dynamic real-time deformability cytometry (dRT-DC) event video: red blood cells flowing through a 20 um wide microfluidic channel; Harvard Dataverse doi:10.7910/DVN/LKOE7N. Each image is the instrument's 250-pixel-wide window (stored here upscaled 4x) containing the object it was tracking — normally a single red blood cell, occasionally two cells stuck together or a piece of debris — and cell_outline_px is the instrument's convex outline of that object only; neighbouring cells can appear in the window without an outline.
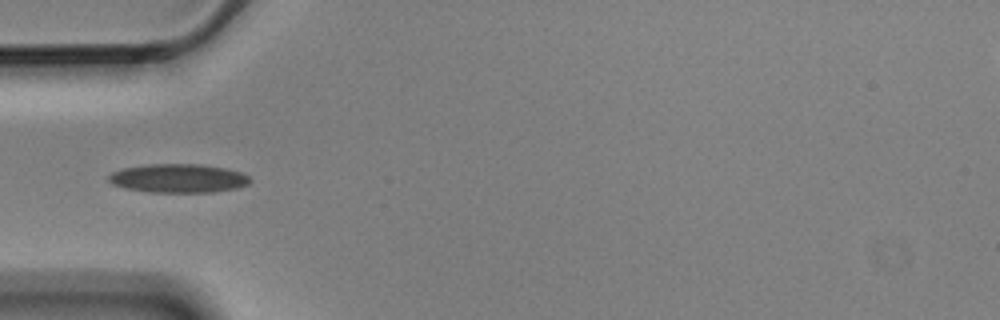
{"species": "Egyptian fruit bat (a non-hibernating species)", "species_latin": "Rousettus aegyptiacus", "temperature_condition": "cold", "stored_images_in_passage": 2, "camera_frame_rate_fps": 3000, "um_per_image_px": 0.085, "animal": {"sex": "male"}, "frame": {"image": 1, "passage_image": 1, "time_ms": 0.0, "image_size_px": [1000, 320], "cell_outline_px": [[252, 180], [248, 184], [236, 188], [212, 192], [152, 192], [128, 188], [112, 184], [108, 180], [108, 176], [112, 172], [124, 168], [148, 164], [200, 164], [224, 168], [240, 172], [248, 176]], "centroid_in_image_um": [15.17, 15.15], "position_along_channel_um": 69.8, "area_um2": 23.47}}
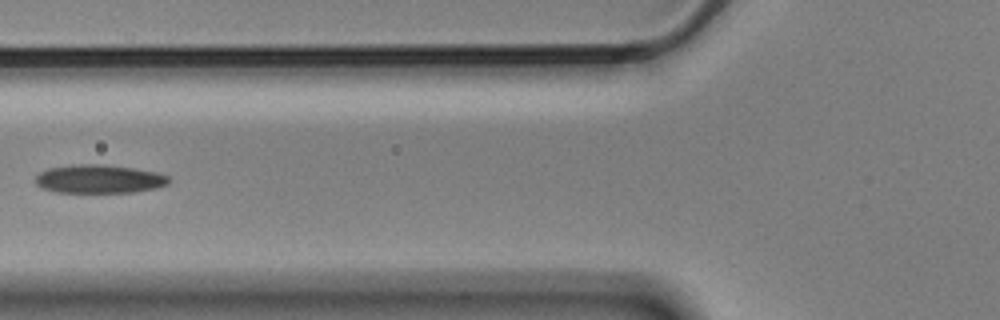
{"frame": {"image": 2, "passage_image": 2, "time_ms": 0.333, "image_size_px": [1000, 320], "cell_outline_px": [[172, 180], [168, 184], [156, 188], [132, 192], [56, 192], [44, 188], [36, 184], [36, 176], [40, 172], [48, 168], [80, 164], [100, 164], [132, 168], [156, 172], [168, 176]], "centroid_in_image_um": [8.45, 15.21], "position_along_channel_um": 117.3, "area_um2": 21.96}}